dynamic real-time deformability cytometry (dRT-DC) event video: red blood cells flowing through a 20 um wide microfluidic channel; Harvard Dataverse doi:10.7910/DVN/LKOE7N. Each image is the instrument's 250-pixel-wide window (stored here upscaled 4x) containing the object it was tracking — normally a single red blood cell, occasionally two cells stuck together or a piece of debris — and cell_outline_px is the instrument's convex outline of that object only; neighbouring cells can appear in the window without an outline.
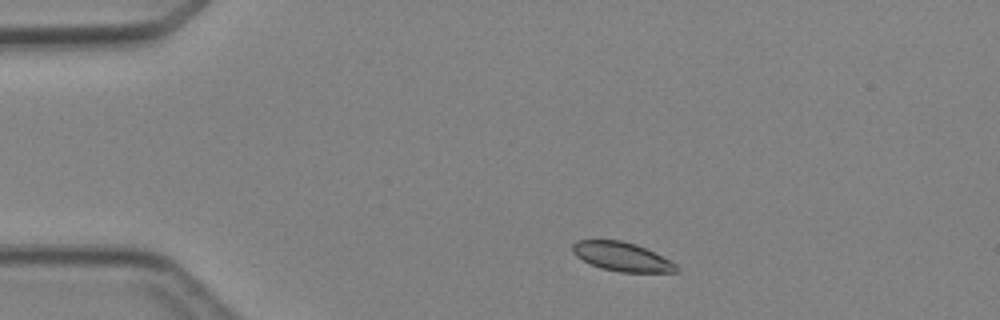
{"species": "Egyptian fruit bat (a non-hibernating species)", "species_latin": "Rousettus aegyptiacus", "temperature_condition": "cold", "stored_images_in_passage": 3, "camera_frame_rate_fps": 3000, "um_per_image_px": 0.085, "animal": {"sex": "female"}, "frame": {"image": 1, "passage_image": 1, "time_ms": 0.0, "image_size_px": [1000, 320], "cell_outline_px": [[680, 268], [676, 272], [620, 272], [600, 268], [576, 256], [572, 252], [572, 244], [576, 240], [620, 240], [636, 244], [676, 264]], "centroid_in_image_um": [52.83, 21.82], "position_along_channel_um": 32.2, "area_um2": 17.28}}
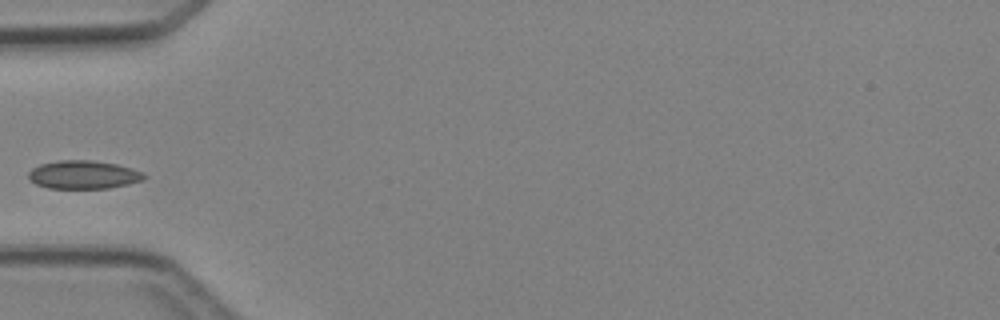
{"frame": {"image": 2, "passage_image": 3, "time_ms": 2.333, "image_size_px": [1000, 320], "cell_outline_px": [[148, 176], [144, 180], [128, 184], [108, 188], [48, 188], [36, 184], [28, 180], [28, 172], [32, 168], [40, 164], [60, 160], [92, 160], [116, 164], [132, 168], [144, 172]], "centroid_in_image_um": [7.1, 14.85], "position_along_channel_um": 77.9, "area_um2": 19.25}}